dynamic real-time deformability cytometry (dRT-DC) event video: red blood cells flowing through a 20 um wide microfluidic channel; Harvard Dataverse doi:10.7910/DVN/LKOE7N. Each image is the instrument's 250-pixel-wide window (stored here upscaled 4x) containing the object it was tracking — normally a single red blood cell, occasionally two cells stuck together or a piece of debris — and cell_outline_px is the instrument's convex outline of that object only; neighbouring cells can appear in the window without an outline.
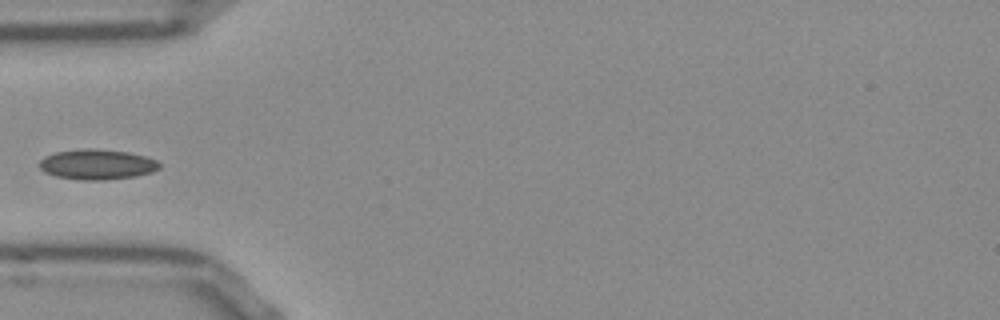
{"species": "Egyptian fruit bat (a non-hibernating species)", "species_latin": "Rousettus aegyptiacus", "temperature_condition": "room temperature", "stored_images_in_passage": 37, "camera_frame_rate_fps": 3000, "um_per_image_px": 0.085, "frame": {"image": 1, "passage_image": 1, "time_ms": 0.0, "image_size_px": [1000, 320], "cell_outline_px": [[160, 168], [152, 172], [132, 176], [104, 180], [80, 180], [56, 176], [44, 172], [40, 168], [40, 160], [44, 156], [56, 152], [84, 148], [92, 148], [128, 152], [144, 156], [156, 160], [160, 164]], "centroid_in_image_um": [8.23, 13.97], "position_along_channel_um": 76.8, "area_um2": 21.04}}
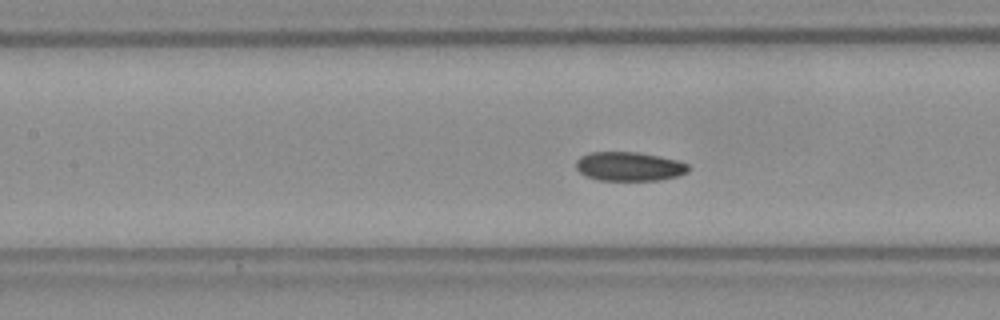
{"frame": {"image": 2, "passage_image": 7, "time_ms": 2.0, "image_size_px": [1000, 320], "cell_outline_px": [[692, 168], [688, 172], [680, 176], [660, 180], [596, 180], [584, 176], [576, 168], [576, 160], [580, 156], [588, 152], [636, 152], [660, 156], [676, 160], [688, 164]], "centroid_in_image_um": [53.49, 14.15], "position_along_channel_um": 153.9, "area_um2": 19.31}}
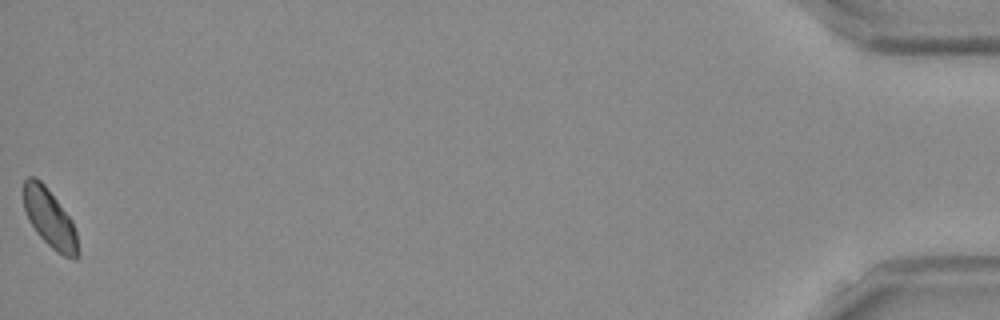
{"frame": {"image": 3, "passage_image": 37, "time_ms": 12.0, "image_size_px": [1000, 320], "cell_outline_px": [[80, 256], [76, 260], [64, 256], [56, 252], [36, 232], [28, 220], [24, 208], [24, 180], [28, 176], [36, 176], [44, 184], [72, 220], [76, 232], [80, 252]], "centroid_in_image_um": [4.25, 18.59], "position_along_channel_um": 431.0, "area_um2": 18.61}}